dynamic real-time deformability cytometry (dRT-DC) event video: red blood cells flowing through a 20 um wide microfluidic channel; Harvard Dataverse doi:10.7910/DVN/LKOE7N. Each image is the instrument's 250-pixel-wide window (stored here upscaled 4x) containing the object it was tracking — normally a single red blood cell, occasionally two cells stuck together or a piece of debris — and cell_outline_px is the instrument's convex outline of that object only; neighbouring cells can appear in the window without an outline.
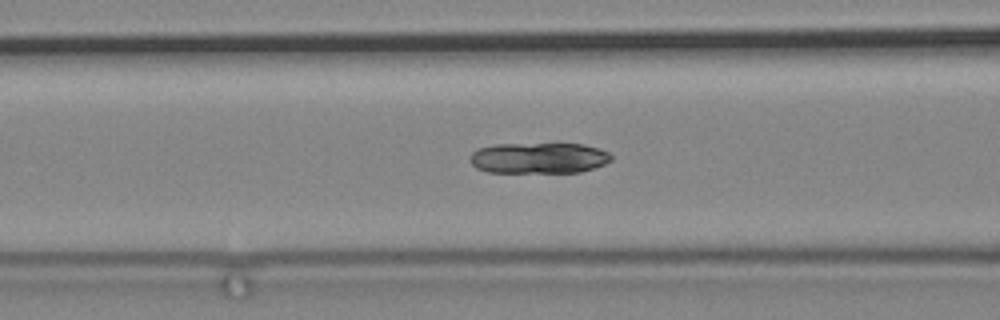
{"species": "common noctule bat (a hibernating species)", "species_latin": "Nyctalus noctula", "temperature_condition": "cold", "stored_images_in_passage": 61, "camera_frame_rate_fps": 3000, "um_per_image_px": 0.085, "animal": {"sex": "male", "body_mass_g": 19.2, "forearm_length_mm": 51.8}, "frame": {"image": 1, "passage_image": 28, "time_ms": 9.0, "image_size_px": [1000, 320], "cell_outline_px": [[612, 160], [604, 164], [580, 172], [488, 172], [476, 168], [468, 160], [468, 156], [476, 148], [496, 144], [584, 144], [600, 148], [608, 152], [612, 156]], "centroid_in_image_um": [45.76, 13.42], "position_along_channel_um": 120.8, "area_um2": 25.61}}
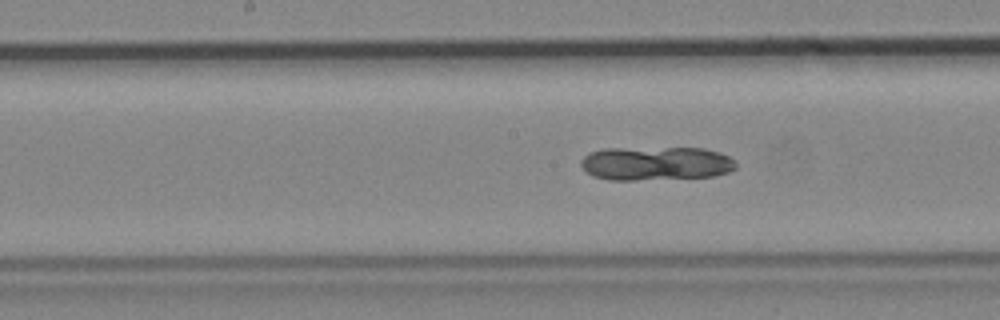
{"frame": {"image": 2, "passage_image": 35, "time_ms": 11.333, "image_size_px": [1000, 320], "cell_outline_px": [[736, 168], [728, 172], [716, 176], [632, 180], [608, 180], [592, 176], [580, 164], [580, 160], [588, 152], [604, 148], [704, 148], [720, 152], [736, 160]], "centroid_in_image_um": [55.75, 13.88], "position_along_channel_um": 192.4, "area_um2": 30.81}}
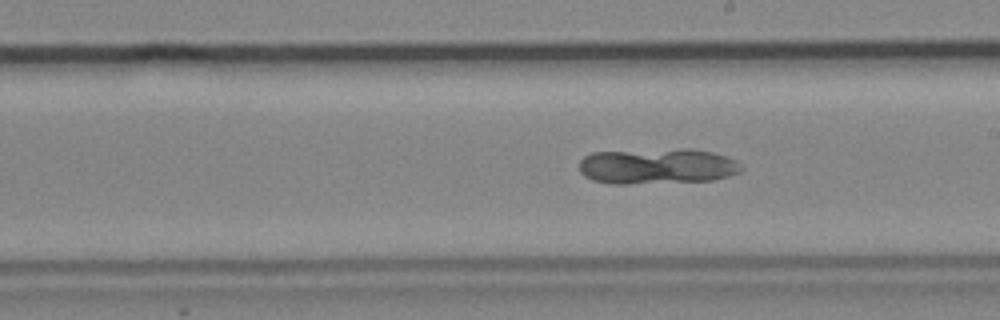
{"frame": {"image": 3, "passage_image": 39, "time_ms": 12.667, "image_size_px": [1000, 320], "cell_outline_px": [[744, 168], [740, 172], [728, 176], [712, 180], [628, 184], [612, 184], [592, 180], [584, 176], [580, 172], [580, 160], [584, 156], [592, 152], [680, 148], [692, 148], [712, 152], [736, 160]], "centroid_in_image_um": [55.85, 14.12], "position_along_channel_um": 233.2, "area_um2": 34.04}}